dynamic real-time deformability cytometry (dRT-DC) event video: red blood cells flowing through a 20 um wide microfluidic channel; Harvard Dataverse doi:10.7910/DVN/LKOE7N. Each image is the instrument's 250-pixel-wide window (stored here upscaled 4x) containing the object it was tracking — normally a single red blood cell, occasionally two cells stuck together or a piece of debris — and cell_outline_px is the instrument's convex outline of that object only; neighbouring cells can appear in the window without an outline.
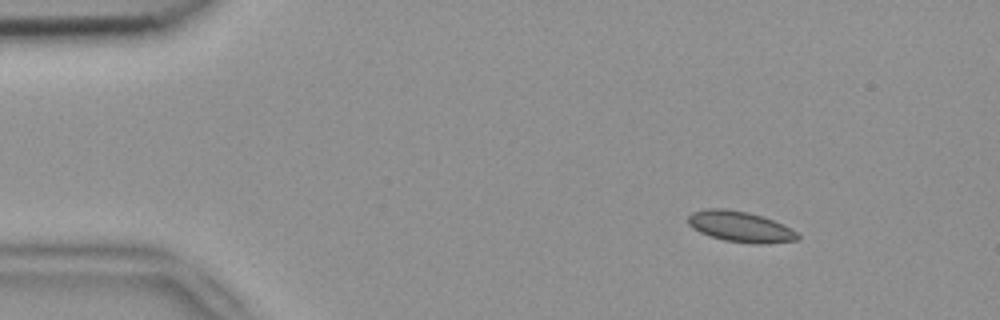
{"species": "common noctule bat (a hibernating species)", "species_latin": "Nyctalus noctula", "temperature_condition": "room temperature", "stored_images_in_passage": 3, "camera_frame_rate_fps": 3000, "um_per_image_px": 0.085, "animal": {"sex": "female", "body_mass_g": 18.4}, "frame": {"image": 1, "passage_image": 1, "time_ms": 0.0, "image_size_px": [1000, 320], "cell_outline_px": [[800, 240], [768, 244], [756, 244], [724, 240], [700, 232], [692, 228], [688, 224], [688, 216], [692, 212], [704, 208], [724, 208], [748, 212], [772, 220], [796, 232], [800, 236]], "centroid_in_image_um": [62.9, 19.27], "position_along_channel_um": 22.1, "area_um2": 19.54}}